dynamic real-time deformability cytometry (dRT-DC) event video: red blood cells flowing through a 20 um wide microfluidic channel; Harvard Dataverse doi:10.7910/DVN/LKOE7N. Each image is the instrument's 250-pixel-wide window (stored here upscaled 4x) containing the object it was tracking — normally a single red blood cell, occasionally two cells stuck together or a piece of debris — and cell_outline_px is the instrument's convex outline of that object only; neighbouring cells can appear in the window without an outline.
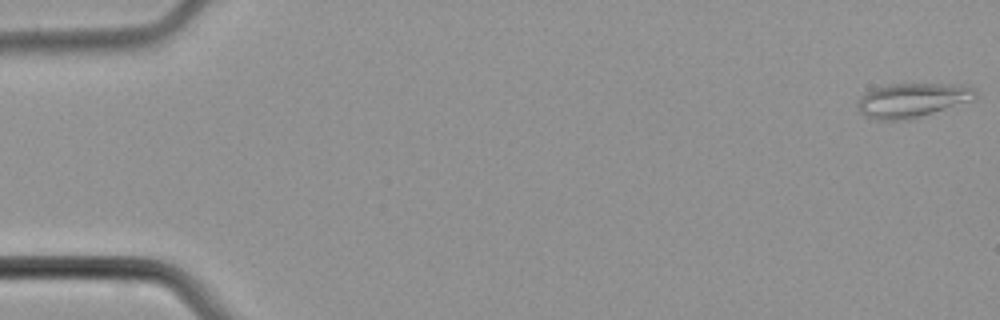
{"species": "common noctule bat (a hibernating species)", "species_latin": "Nyctalus noctula", "temperature_condition": "cold", "stored_images_in_passage": 49, "camera_frame_rate_fps": 3000, "um_per_image_px": 0.085, "animal": {"sex": "male", "body_mass_g": 21.5, "forearm_length_mm": 52.0}, "frame": {"image": 1, "passage_image": 1, "time_ms": 0.0, "image_size_px": [1000, 320], "cell_outline_px": [[976, 100], [908, 120], [876, 120], [864, 116], [860, 112], [856, 104], [860, 96], [864, 92], [876, 88], [892, 84], [968, 84], [976, 88]], "centroid_in_image_um": [77.59, 8.52], "position_along_channel_um": 7.4, "area_um2": 23.99}}
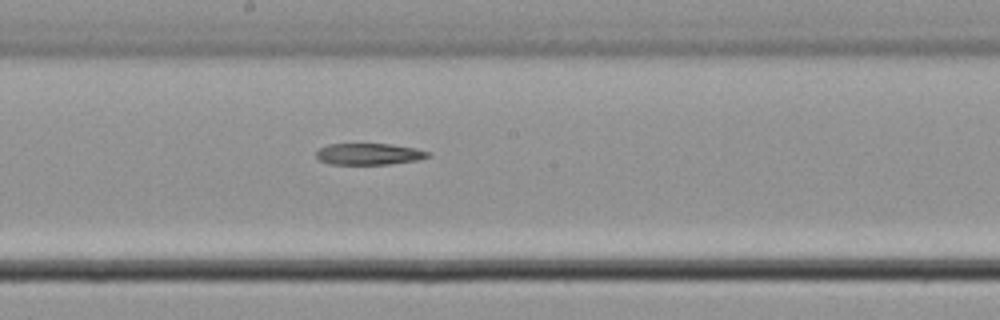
{"frame": {"image": 2, "passage_image": 27, "time_ms": 8.667, "image_size_px": [1000, 320], "cell_outline_px": [[432, 156], [420, 160], [388, 164], [332, 164], [320, 160], [316, 156], [316, 152], [320, 148], [328, 144], [392, 144], [416, 148], [432, 152]], "centroid_in_image_um": [31.45, 13.09], "position_along_channel_um": 216.8, "area_um2": 14.1}}
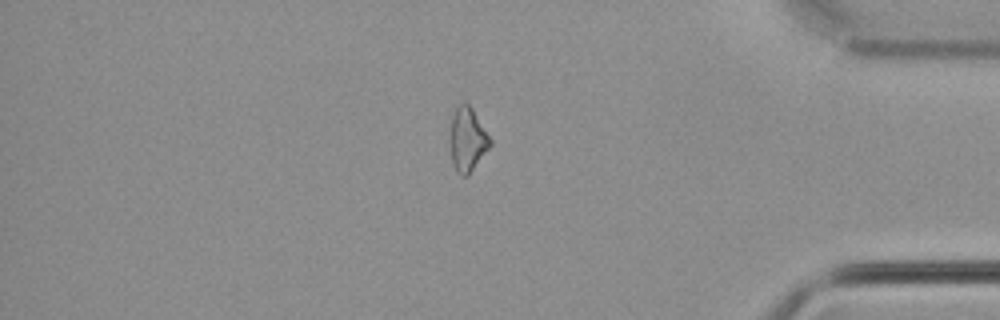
{"frame": {"image": 3, "passage_image": 42, "time_ms": 13.667, "image_size_px": [1000, 320], "cell_outline_px": [[492, 144], [468, 176], [460, 176], [456, 172], [452, 164], [452, 116], [456, 108], [464, 100], [472, 108], [492, 140]], "centroid_in_image_um": [39.77, 11.88], "position_along_channel_um": 395.4, "area_um2": 14.62}}